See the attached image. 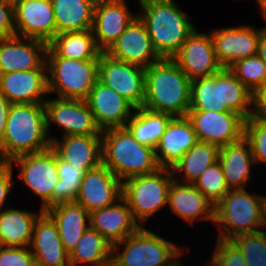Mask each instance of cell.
<instances>
[{
    "instance_id": "6da1fadb",
    "label": "cell",
    "mask_w": 266,
    "mask_h": 266,
    "mask_svg": "<svg viewBox=\"0 0 266 266\" xmlns=\"http://www.w3.org/2000/svg\"><path fill=\"white\" fill-rule=\"evenodd\" d=\"M190 103L191 80L173 59L161 58L145 68L143 108L172 117H185Z\"/></svg>"
},
{
    "instance_id": "7a4b0ae2",
    "label": "cell",
    "mask_w": 266,
    "mask_h": 266,
    "mask_svg": "<svg viewBox=\"0 0 266 266\" xmlns=\"http://www.w3.org/2000/svg\"><path fill=\"white\" fill-rule=\"evenodd\" d=\"M137 16L144 23L160 58L172 59L196 26L175 0H138ZM190 19V20H189Z\"/></svg>"
},
{
    "instance_id": "3957f363",
    "label": "cell",
    "mask_w": 266,
    "mask_h": 266,
    "mask_svg": "<svg viewBox=\"0 0 266 266\" xmlns=\"http://www.w3.org/2000/svg\"><path fill=\"white\" fill-rule=\"evenodd\" d=\"M51 147L46 131L44 103L11 104L0 144V162L44 151Z\"/></svg>"
},
{
    "instance_id": "277c9868",
    "label": "cell",
    "mask_w": 266,
    "mask_h": 266,
    "mask_svg": "<svg viewBox=\"0 0 266 266\" xmlns=\"http://www.w3.org/2000/svg\"><path fill=\"white\" fill-rule=\"evenodd\" d=\"M102 163L121 182L161 168L155 148L139 143L126 127L102 131Z\"/></svg>"
},
{
    "instance_id": "5b68a950",
    "label": "cell",
    "mask_w": 266,
    "mask_h": 266,
    "mask_svg": "<svg viewBox=\"0 0 266 266\" xmlns=\"http://www.w3.org/2000/svg\"><path fill=\"white\" fill-rule=\"evenodd\" d=\"M189 111H232L248 119L251 91L228 68H222L212 76L191 81Z\"/></svg>"
},
{
    "instance_id": "8992f818",
    "label": "cell",
    "mask_w": 266,
    "mask_h": 266,
    "mask_svg": "<svg viewBox=\"0 0 266 266\" xmlns=\"http://www.w3.org/2000/svg\"><path fill=\"white\" fill-rule=\"evenodd\" d=\"M184 253V246L140 227L112 245L111 266H175Z\"/></svg>"
},
{
    "instance_id": "52a82bcc",
    "label": "cell",
    "mask_w": 266,
    "mask_h": 266,
    "mask_svg": "<svg viewBox=\"0 0 266 266\" xmlns=\"http://www.w3.org/2000/svg\"><path fill=\"white\" fill-rule=\"evenodd\" d=\"M254 192V193H253ZM265 194L245 189H230L214 206L217 238L231 240L239 234L262 230Z\"/></svg>"
},
{
    "instance_id": "ba28073f",
    "label": "cell",
    "mask_w": 266,
    "mask_h": 266,
    "mask_svg": "<svg viewBox=\"0 0 266 266\" xmlns=\"http://www.w3.org/2000/svg\"><path fill=\"white\" fill-rule=\"evenodd\" d=\"M98 65L99 60L81 61L57 56L48 47V94H56V98L85 100L98 80Z\"/></svg>"
},
{
    "instance_id": "9c48e42d",
    "label": "cell",
    "mask_w": 266,
    "mask_h": 266,
    "mask_svg": "<svg viewBox=\"0 0 266 266\" xmlns=\"http://www.w3.org/2000/svg\"><path fill=\"white\" fill-rule=\"evenodd\" d=\"M173 179L172 170L161 167L153 173L133 176L122 182V197L140 227H145L156 212L168 207V190Z\"/></svg>"
},
{
    "instance_id": "30bf717a",
    "label": "cell",
    "mask_w": 266,
    "mask_h": 266,
    "mask_svg": "<svg viewBox=\"0 0 266 266\" xmlns=\"http://www.w3.org/2000/svg\"><path fill=\"white\" fill-rule=\"evenodd\" d=\"M8 163L13 169L18 167L22 183L40 199V208L43 211L51 208L53 190L60 179L55 151L50 147L41 152L19 155Z\"/></svg>"
},
{
    "instance_id": "8fae6325",
    "label": "cell",
    "mask_w": 266,
    "mask_h": 266,
    "mask_svg": "<svg viewBox=\"0 0 266 266\" xmlns=\"http://www.w3.org/2000/svg\"><path fill=\"white\" fill-rule=\"evenodd\" d=\"M44 105L46 131L50 141L53 125L62 131L61 136L102 135L85 100L52 97L47 98Z\"/></svg>"
},
{
    "instance_id": "7c38bea8",
    "label": "cell",
    "mask_w": 266,
    "mask_h": 266,
    "mask_svg": "<svg viewBox=\"0 0 266 266\" xmlns=\"http://www.w3.org/2000/svg\"><path fill=\"white\" fill-rule=\"evenodd\" d=\"M98 80L112 88L135 108L145 99V68L120 61L102 52L99 57Z\"/></svg>"
},
{
    "instance_id": "4fadbf2b",
    "label": "cell",
    "mask_w": 266,
    "mask_h": 266,
    "mask_svg": "<svg viewBox=\"0 0 266 266\" xmlns=\"http://www.w3.org/2000/svg\"><path fill=\"white\" fill-rule=\"evenodd\" d=\"M186 117L201 142L220 148L244 137L246 119L232 111H189Z\"/></svg>"
},
{
    "instance_id": "5bb4252c",
    "label": "cell",
    "mask_w": 266,
    "mask_h": 266,
    "mask_svg": "<svg viewBox=\"0 0 266 266\" xmlns=\"http://www.w3.org/2000/svg\"><path fill=\"white\" fill-rule=\"evenodd\" d=\"M13 13L15 36L48 44L57 35L51 0H16Z\"/></svg>"
},
{
    "instance_id": "9a60e30c",
    "label": "cell",
    "mask_w": 266,
    "mask_h": 266,
    "mask_svg": "<svg viewBox=\"0 0 266 266\" xmlns=\"http://www.w3.org/2000/svg\"><path fill=\"white\" fill-rule=\"evenodd\" d=\"M210 31L218 62L228 68L235 61L258 54L261 29L250 25L214 28Z\"/></svg>"
},
{
    "instance_id": "2e32d148",
    "label": "cell",
    "mask_w": 266,
    "mask_h": 266,
    "mask_svg": "<svg viewBox=\"0 0 266 266\" xmlns=\"http://www.w3.org/2000/svg\"><path fill=\"white\" fill-rule=\"evenodd\" d=\"M192 81L218 73L223 67L217 60L210 33L195 31L172 58Z\"/></svg>"
},
{
    "instance_id": "e0dca14e",
    "label": "cell",
    "mask_w": 266,
    "mask_h": 266,
    "mask_svg": "<svg viewBox=\"0 0 266 266\" xmlns=\"http://www.w3.org/2000/svg\"><path fill=\"white\" fill-rule=\"evenodd\" d=\"M136 16L126 0H97L91 30L98 48L106 52Z\"/></svg>"
},
{
    "instance_id": "ac0fdd59",
    "label": "cell",
    "mask_w": 266,
    "mask_h": 266,
    "mask_svg": "<svg viewBox=\"0 0 266 266\" xmlns=\"http://www.w3.org/2000/svg\"><path fill=\"white\" fill-rule=\"evenodd\" d=\"M85 101L101 131L125 127L136 109L129 101L99 80L96 81Z\"/></svg>"
},
{
    "instance_id": "d6986e66",
    "label": "cell",
    "mask_w": 266,
    "mask_h": 266,
    "mask_svg": "<svg viewBox=\"0 0 266 266\" xmlns=\"http://www.w3.org/2000/svg\"><path fill=\"white\" fill-rule=\"evenodd\" d=\"M122 197V182L102 163L83 176L75 202L89 213L106 208Z\"/></svg>"
},
{
    "instance_id": "ffe728a7",
    "label": "cell",
    "mask_w": 266,
    "mask_h": 266,
    "mask_svg": "<svg viewBox=\"0 0 266 266\" xmlns=\"http://www.w3.org/2000/svg\"><path fill=\"white\" fill-rule=\"evenodd\" d=\"M48 44L41 40L13 36L0 39V74L47 69Z\"/></svg>"
},
{
    "instance_id": "44dd1931",
    "label": "cell",
    "mask_w": 266,
    "mask_h": 266,
    "mask_svg": "<svg viewBox=\"0 0 266 266\" xmlns=\"http://www.w3.org/2000/svg\"><path fill=\"white\" fill-rule=\"evenodd\" d=\"M105 53L114 59L143 68L161 59L153 48L144 23L138 16Z\"/></svg>"
},
{
    "instance_id": "7402d4cb",
    "label": "cell",
    "mask_w": 266,
    "mask_h": 266,
    "mask_svg": "<svg viewBox=\"0 0 266 266\" xmlns=\"http://www.w3.org/2000/svg\"><path fill=\"white\" fill-rule=\"evenodd\" d=\"M0 94L10 104L44 103L48 95L47 69L0 74Z\"/></svg>"
},
{
    "instance_id": "603a6c76",
    "label": "cell",
    "mask_w": 266,
    "mask_h": 266,
    "mask_svg": "<svg viewBox=\"0 0 266 266\" xmlns=\"http://www.w3.org/2000/svg\"><path fill=\"white\" fill-rule=\"evenodd\" d=\"M167 206L190 226L198 220L214 223V204L194 184L173 179L168 190Z\"/></svg>"
},
{
    "instance_id": "cb8c5ba5",
    "label": "cell",
    "mask_w": 266,
    "mask_h": 266,
    "mask_svg": "<svg viewBox=\"0 0 266 266\" xmlns=\"http://www.w3.org/2000/svg\"><path fill=\"white\" fill-rule=\"evenodd\" d=\"M30 249L37 266H70L58 228L45 211L35 220Z\"/></svg>"
},
{
    "instance_id": "d4e9b609",
    "label": "cell",
    "mask_w": 266,
    "mask_h": 266,
    "mask_svg": "<svg viewBox=\"0 0 266 266\" xmlns=\"http://www.w3.org/2000/svg\"><path fill=\"white\" fill-rule=\"evenodd\" d=\"M51 148L67 163L87 172L102 164V135H51Z\"/></svg>"
},
{
    "instance_id": "484cf974",
    "label": "cell",
    "mask_w": 266,
    "mask_h": 266,
    "mask_svg": "<svg viewBox=\"0 0 266 266\" xmlns=\"http://www.w3.org/2000/svg\"><path fill=\"white\" fill-rule=\"evenodd\" d=\"M192 123L185 117H172L155 147L160 167L172 168L198 142Z\"/></svg>"
},
{
    "instance_id": "4316f807",
    "label": "cell",
    "mask_w": 266,
    "mask_h": 266,
    "mask_svg": "<svg viewBox=\"0 0 266 266\" xmlns=\"http://www.w3.org/2000/svg\"><path fill=\"white\" fill-rule=\"evenodd\" d=\"M90 227L114 245L135 233L140 225L134 220L126 200L121 197L114 204L90 213Z\"/></svg>"
},
{
    "instance_id": "83f0119b",
    "label": "cell",
    "mask_w": 266,
    "mask_h": 266,
    "mask_svg": "<svg viewBox=\"0 0 266 266\" xmlns=\"http://www.w3.org/2000/svg\"><path fill=\"white\" fill-rule=\"evenodd\" d=\"M218 161L222 165L229 189H245L249 186L255 159L250 143L245 137L220 147Z\"/></svg>"
},
{
    "instance_id": "f1b7e54d",
    "label": "cell",
    "mask_w": 266,
    "mask_h": 266,
    "mask_svg": "<svg viewBox=\"0 0 266 266\" xmlns=\"http://www.w3.org/2000/svg\"><path fill=\"white\" fill-rule=\"evenodd\" d=\"M45 212L55 222L61 242L70 254L90 227V213L75 201L54 205Z\"/></svg>"
},
{
    "instance_id": "f546056e",
    "label": "cell",
    "mask_w": 266,
    "mask_h": 266,
    "mask_svg": "<svg viewBox=\"0 0 266 266\" xmlns=\"http://www.w3.org/2000/svg\"><path fill=\"white\" fill-rule=\"evenodd\" d=\"M43 212L9 208L0 211V246L30 247L35 220Z\"/></svg>"
},
{
    "instance_id": "4dcf8cb0",
    "label": "cell",
    "mask_w": 266,
    "mask_h": 266,
    "mask_svg": "<svg viewBox=\"0 0 266 266\" xmlns=\"http://www.w3.org/2000/svg\"><path fill=\"white\" fill-rule=\"evenodd\" d=\"M97 0H51L57 34L91 30Z\"/></svg>"
},
{
    "instance_id": "1f68e13d",
    "label": "cell",
    "mask_w": 266,
    "mask_h": 266,
    "mask_svg": "<svg viewBox=\"0 0 266 266\" xmlns=\"http://www.w3.org/2000/svg\"><path fill=\"white\" fill-rule=\"evenodd\" d=\"M218 155L217 145L198 141L171 168L174 179L193 184L209 166L218 161Z\"/></svg>"
},
{
    "instance_id": "d6a6232c",
    "label": "cell",
    "mask_w": 266,
    "mask_h": 266,
    "mask_svg": "<svg viewBox=\"0 0 266 266\" xmlns=\"http://www.w3.org/2000/svg\"><path fill=\"white\" fill-rule=\"evenodd\" d=\"M48 47L60 57L74 60H99L102 51L98 48L92 30L57 34Z\"/></svg>"
},
{
    "instance_id": "836d02e7",
    "label": "cell",
    "mask_w": 266,
    "mask_h": 266,
    "mask_svg": "<svg viewBox=\"0 0 266 266\" xmlns=\"http://www.w3.org/2000/svg\"><path fill=\"white\" fill-rule=\"evenodd\" d=\"M69 262L70 266H111L112 244L89 227L69 254Z\"/></svg>"
},
{
    "instance_id": "e575fe53",
    "label": "cell",
    "mask_w": 266,
    "mask_h": 266,
    "mask_svg": "<svg viewBox=\"0 0 266 266\" xmlns=\"http://www.w3.org/2000/svg\"><path fill=\"white\" fill-rule=\"evenodd\" d=\"M134 112L125 127L139 143L155 148L172 116L143 107L136 108Z\"/></svg>"
},
{
    "instance_id": "d590c367",
    "label": "cell",
    "mask_w": 266,
    "mask_h": 266,
    "mask_svg": "<svg viewBox=\"0 0 266 266\" xmlns=\"http://www.w3.org/2000/svg\"><path fill=\"white\" fill-rule=\"evenodd\" d=\"M57 170L60 177L52 195V207L60 203L74 202L85 171L57 156Z\"/></svg>"
},
{
    "instance_id": "8d00e7d4",
    "label": "cell",
    "mask_w": 266,
    "mask_h": 266,
    "mask_svg": "<svg viewBox=\"0 0 266 266\" xmlns=\"http://www.w3.org/2000/svg\"><path fill=\"white\" fill-rule=\"evenodd\" d=\"M228 69L251 92L266 82V64L258 54L239 59Z\"/></svg>"
},
{
    "instance_id": "74e56055",
    "label": "cell",
    "mask_w": 266,
    "mask_h": 266,
    "mask_svg": "<svg viewBox=\"0 0 266 266\" xmlns=\"http://www.w3.org/2000/svg\"><path fill=\"white\" fill-rule=\"evenodd\" d=\"M193 184L214 206L230 190L219 161L209 166Z\"/></svg>"
},
{
    "instance_id": "f35d334b",
    "label": "cell",
    "mask_w": 266,
    "mask_h": 266,
    "mask_svg": "<svg viewBox=\"0 0 266 266\" xmlns=\"http://www.w3.org/2000/svg\"><path fill=\"white\" fill-rule=\"evenodd\" d=\"M231 241L240 249L247 266H266V232L239 234Z\"/></svg>"
},
{
    "instance_id": "ab89813d",
    "label": "cell",
    "mask_w": 266,
    "mask_h": 266,
    "mask_svg": "<svg viewBox=\"0 0 266 266\" xmlns=\"http://www.w3.org/2000/svg\"><path fill=\"white\" fill-rule=\"evenodd\" d=\"M244 137L250 143L256 165L266 164V120L246 119Z\"/></svg>"
},
{
    "instance_id": "60d3db41",
    "label": "cell",
    "mask_w": 266,
    "mask_h": 266,
    "mask_svg": "<svg viewBox=\"0 0 266 266\" xmlns=\"http://www.w3.org/2000/svg\"><path fill=\"white\" fill-rule=\"evenodd\" d=\"M216 239L213 254L206 266H247L240 249L231 240Z\"/></svg>"
},
{
    "instance_id": "b9f144b4",
    "label": "cell",
    "mask_w": 266,
    "mask_h": 266,
    "mask_svg": "<svg viewBox=\"0 0 266 266\" xmlns=\"http://www.w3.org/2000/svg\"><path fill=\"white\" fill-rule=\"evenodd\" d=\"M0 266H37L30 247L0 246Z\"/></svg>"
},
{
    "instance_id": "7bdbcfd3",
    "label": "cell",
    "mask_w": 266,
    "mask_h": 266,
    "mask_svg": "<svg viewBox=\"0 0 266 266\" xmlns=\"http://www.w3.org/2000/svg\"><path fill=\"white\" fill-rule=\"evenodd\" d=\"M13 173L14 169L8 162H0V211L6 208L7 198L15 185Z\"/></svg>"
},
{
    "instance_id": "ee69618b",
    "label": "cell",
    "mask_w": 266,
    "mask_h": 266,
    "mask_svg": "<svg viewBox=\"0 0 266 266\" xmlns=\"http://www.w3.org/2000/svg\"><path fill=\"white\" fill-rule=\"evenodd\" d=\"M249 118L266 120V82L251 92Z\"/></svg>"
},
{
    "instance_id": "f6af8a7d",
    "label": "cell",
    "mask_w": 266,
    "mask_h": 266,
    "mask_svg": "<svg viewBox=\"0 0 266 266\" xmlns=\"http://www.w3.org/2000/svg\"><path fill=\"white\" fill-rule=\"evenodd\" d=\"M15 36L13 5L0 1V39Z\"/></svg>"
},
{
    "instance_id": "bcb514c9",
    "label": "cell",
    "mask_w": 266,
    "mask_h": 266,
    "mask_svg": "<svg viewBox=\"0 0 266 266\" xmlns=\"http://www.w3.org/2000/svg\"><path fill=\"white\" fill-rule=\"evenodd\" d=\"M10 103L0 94V144L3 141Z\"/></svg>"
},
{
    "instance_id": "7dc6e473",
    "label": "cell",
    "mask_w": 266,
    "mask_h": 266,
    "mask_svg": "<svg viewBox=\"0 0 266 266\" xmlns=\"http://www.w3.org/2000/svg\"><path fill=\"white\" fill-rule=\"evenodd\" d=\"M266 22V18H264ZM258 55L266 64V26L261 28V37L258 44Z\"/></svg>"
},
{
    "instance_id": "c3c4849f",
    "label": "cell",
    "mask_w": 266,
    "mask_h": 266,
    "mask_svg": "<svg viewBox=\"0 0 266 266\" xmlns=\"http://www.w3.org/2000/svg\"><path fill=\"white\" fill-rule=\"evenodd\" d=\"M262 18H266V0H255Z\"/></svg>"
},
{
    "instance_id": "681fc988",
    "label": "cell",
    "mask_w": 266,
    "mask_h": 266,
    "mask_svg": "<svg viewBox=\"0 0 266 266\" xmlns=\"http://www.w3.org/2000/svg\"><path fill=\"white\" fill-rule=\"evenodd\" d=\"M262 230L266 232V194H265V199H264V204H263V226H262Z\"/></svg>"
},
{
    "instance_id": "f907efd6",
    "label": "cell",
    "mask_w": 266,
    "mask_h": 266,
    "mask_svg": "<svg viewBox=\"0 0 266 266\" xmlns=\"http://www.w3.org/2000/svg\"><path fill=\"white\" fill-rule=\"evenodd\" d=\"M0 1L8 3V4L13 5V6H14V3L16 2V0H0Z\"/></svg>"
},
{
    "instance_id": "816d5d0a",
    "label": "cell",
    "mask_w": 266,
    "mask_h": 266,
    "mask_svg": "<svg viewBox=\"0 0 266 266\" xmlns=\"http://www.w3.org/2000/svg\"><path fill=\"white\" fill-rule=\"evenodd\" d=\"M180 266H186V265H184V263H182V262L180 261Z\"/></svg>"
}]
</instances>
